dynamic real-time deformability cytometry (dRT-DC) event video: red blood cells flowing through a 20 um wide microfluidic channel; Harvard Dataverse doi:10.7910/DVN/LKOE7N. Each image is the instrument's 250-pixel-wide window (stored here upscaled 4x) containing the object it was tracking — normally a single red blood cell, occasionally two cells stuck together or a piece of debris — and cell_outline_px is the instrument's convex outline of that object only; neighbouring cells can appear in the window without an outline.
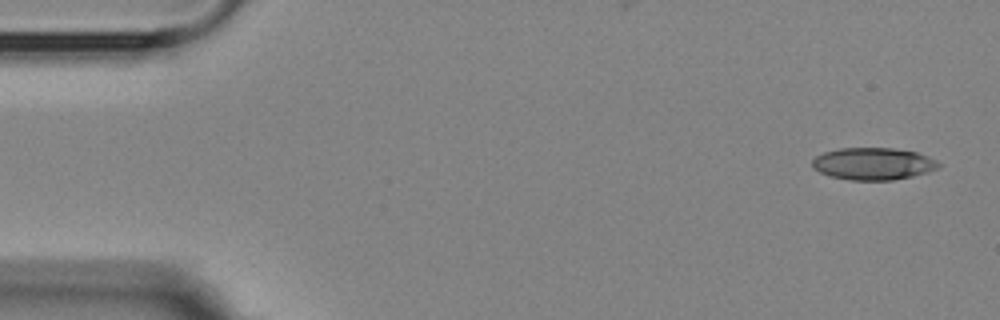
{"species": "Egyptian fruit bat (a non-hibernating species)", "species_latin": "Rousettus aegyptiacus", "temperature_condition": "room temperature", "stored_images_in_passage": 3, "camera_frame_rate_fps": 3000, "um_per_image_px": 0.085, "animal": {"sex": "female"}, "frame": {"image": 1, "passage_image": 1, "time_ms": 0.0, "image_size_px": [1000, 320], "cell_outline_px": [[940, 168], [912, 176], [892, 180], [852, 180], [828, 176], [812, 168], [812, 160], [816, 156], [824, 152], [840, 148], [892, 148], [916, 152], [936, 160], [940, 164]], "centroid_in_image_um": [74.19, 13.92], "position_along_channel_um": 10.8, "area_um2": 23.64}}